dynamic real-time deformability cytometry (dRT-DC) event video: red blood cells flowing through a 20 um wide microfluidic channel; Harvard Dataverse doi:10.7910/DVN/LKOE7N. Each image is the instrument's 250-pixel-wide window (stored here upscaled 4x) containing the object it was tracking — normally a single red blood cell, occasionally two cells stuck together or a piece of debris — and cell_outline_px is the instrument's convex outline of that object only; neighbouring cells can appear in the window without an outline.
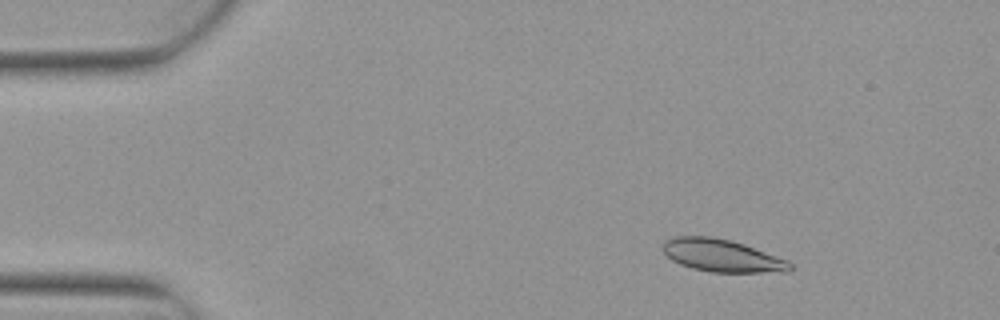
{"species": "Egyptian fruit bat (a non-hibernating species)", "species_latin": "Rousettus aegyptiacus", "temperature_condition": "warm", "stored_images_in_passage": 5, "camera_frame_rate_fps": 3000, "um_per_image_px": 0.085, "animal": {"sex": "female"}, "frame": {"image": 1, "passage_image": 2, "time_ms": 0.333, "image_size_px": [1000, 320], "cell_outline_px": [[792, 268], [788, 272], [712, 272], [692, 268], [680, 264], [672, 260], [664, 252], [664, 240], [676, 236], [712, 236], [732, 240], [744, 244], [788, 260], [792, 264]], "centroid_in_image_um": [61.39, 21.72], "position_along_channel_um": 23.6, "area_um2": 24.1}}
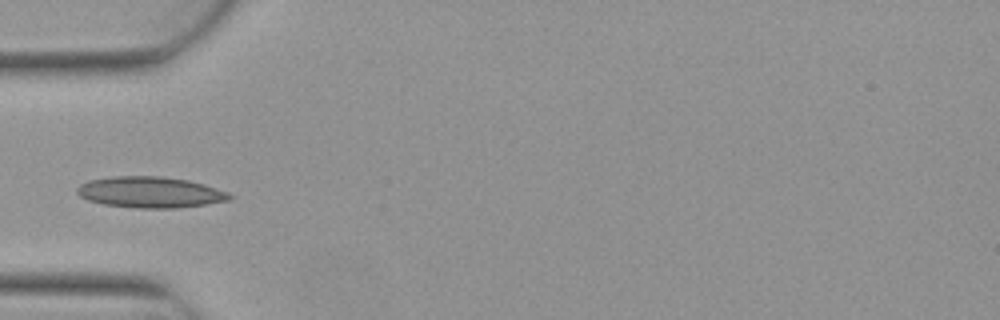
{"frame": {"image": 2, "passage_image": 5, "time_ms": 1.333, "image_size_px": [1000, 320], "cell_outline_px": [[232, 200], [208, 204], [176, 208], [136, 208], [104, 204], [88, 200], [80, 196], [76, 192], [76, 188], [80, 184], [88, 180], [112, 176], [160, 176], [188, 180], [204, 184], [228, 192], [232, 196]], "centroid_in_image_um": [12.77, 16.34], "position_along_channel_um": 72.2, "area_um2": 27.74}}